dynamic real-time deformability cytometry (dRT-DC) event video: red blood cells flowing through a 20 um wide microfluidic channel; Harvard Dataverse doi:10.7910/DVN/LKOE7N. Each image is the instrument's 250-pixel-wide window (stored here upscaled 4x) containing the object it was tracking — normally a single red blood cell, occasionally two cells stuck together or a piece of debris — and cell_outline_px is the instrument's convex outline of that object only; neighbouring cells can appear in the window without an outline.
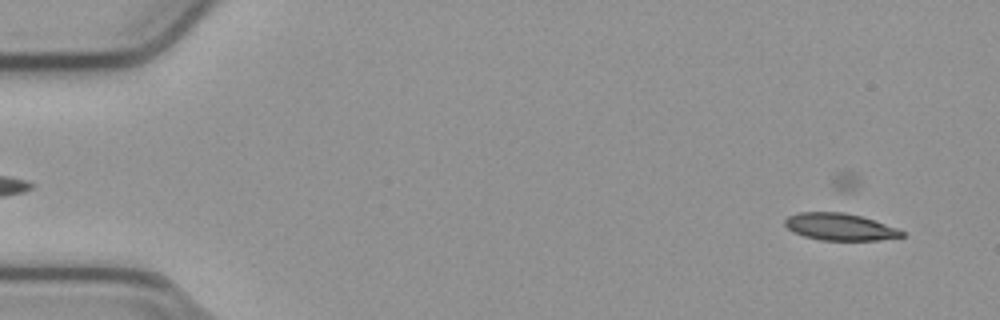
{"species": "common noctule bat (a hibernating species)", "species_latin": "Nyctalus noctula", "temperature_condition": "cold", "stored_images_in_passage": 17, "camera_frame_rate_fps": 3000, "um_per_image_px": 0.085, "animal": {"sex": "male", "body_mass_g": 23.1, "forearm_length_mm": 52.7}, "frame": {"image": 1, "passage_image": 3, "time_ms": 0.667, "image_size_px": [1000, 320], "cell_outline_px": [[904, 236], [876, 240], [820, 240], [804, 236], [792, 232], [784, 224], [784, 220], [788, 216], [800, 212], [844, 212], [860, 216], [896, 228], [904, 232]], "centroid_in_image_um": [71.33, 19.28], "position_along_channel_um": 13.7, "area_um2": 18.21}}